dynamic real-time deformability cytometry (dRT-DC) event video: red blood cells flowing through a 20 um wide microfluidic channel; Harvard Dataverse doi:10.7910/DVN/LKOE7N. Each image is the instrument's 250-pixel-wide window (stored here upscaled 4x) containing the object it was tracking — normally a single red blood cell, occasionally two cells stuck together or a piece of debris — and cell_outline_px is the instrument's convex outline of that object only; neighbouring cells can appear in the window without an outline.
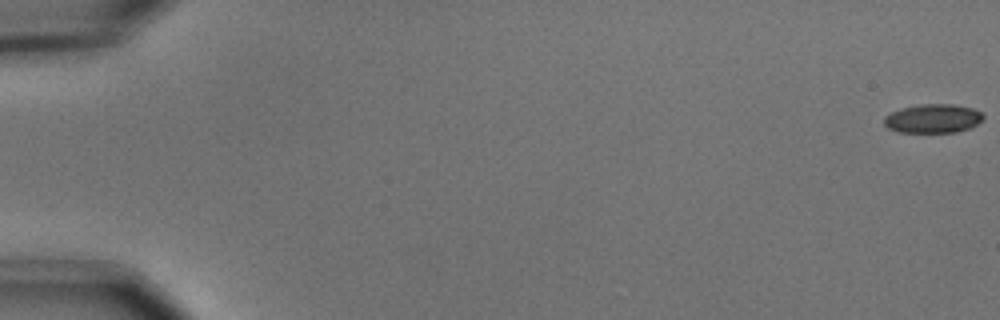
{"species": "common noctule bat (a hibernating species)", "species_latin": "Nyctalus noctula", "temperature_condition": "cold", "stored_images_in_passage": 56, "camera_frame_rate_fps": 3000, "um_per_image_px": 0.085, "animal": {"sex": "male", "body_mass_g": 15.6}, "frame": {"image": 1, "passage_image": 1, "time_ms": 0.0, "image_size_px": [1000, 320], "cell_outline_px": [[984, 116], [976, 124], [968, 128], [956, 132], [900, 132], [888, 128], [884, 124], [884, 116], [900, 108], [920, 104], [952, 104], [972, 108], [980, 112]], "centroid_in_image_um": [79.26, 10.07], "position_along_channel_um": 5.7, "area_um2": 16.53}}
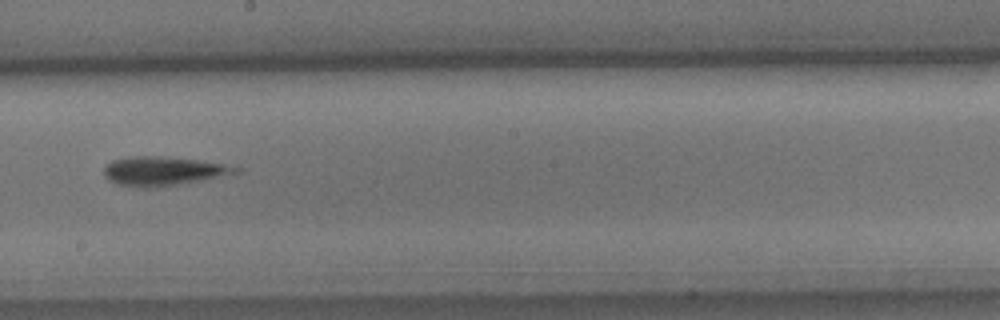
{"frame": {"image": 2, "passage_image": 33, "time_ms": 10.667, "image_size_px": [1000, 320], "cell_outline_px": [[244, 172], [204, 180], [160, 188], [144, 188], [116, 184], [108, 180], [104, 176], [104, 168], [112, 160], [132, 156], [160, 156], [196, 160], [224, 164], [244, 168]], "centroid_in_image_um": [13.92, 14.56], "position_along_channel_um": 234.3, "area_um2": 22.66}}
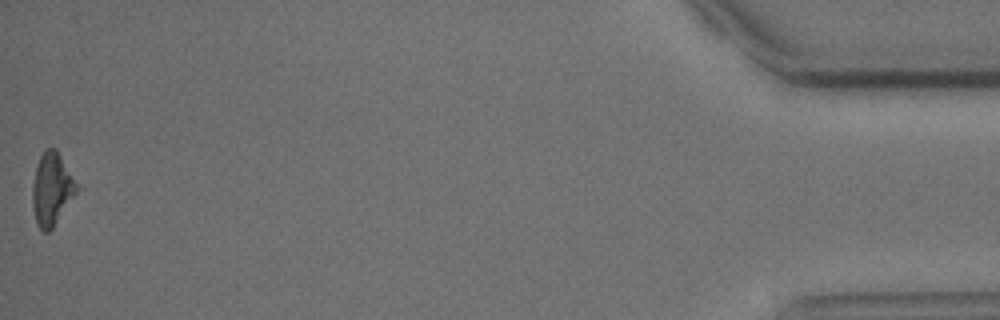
{"frame": {"image": 3, "passage_image": 56, "time_ms": 18.333, "image_size_px": [1000, 320], "cell_outline_px": [[76, 192], [52, 228], [48, 232], [44, 232], [36, 224], [32, 204], [32, 184], [36, 168], [40, 156], [44, 148], [56, 148], [76, 184]], "centroid_in_image_um": [4.35, 16.07], "position_along_channel_um": 430.9, "area_um2": 18.15}, "authors_computed_cell_mechanics": {"area_um2": 20.3745, "velocity_mm_per_s": 3.7046, "shape_relaxation_time_tau1_ms": 2.9404, "shape_relaxation_time_tau2_ms": 5.683, "deformation_change_tau1": 0.077, "deformation_change_tau2": 0.2168}}